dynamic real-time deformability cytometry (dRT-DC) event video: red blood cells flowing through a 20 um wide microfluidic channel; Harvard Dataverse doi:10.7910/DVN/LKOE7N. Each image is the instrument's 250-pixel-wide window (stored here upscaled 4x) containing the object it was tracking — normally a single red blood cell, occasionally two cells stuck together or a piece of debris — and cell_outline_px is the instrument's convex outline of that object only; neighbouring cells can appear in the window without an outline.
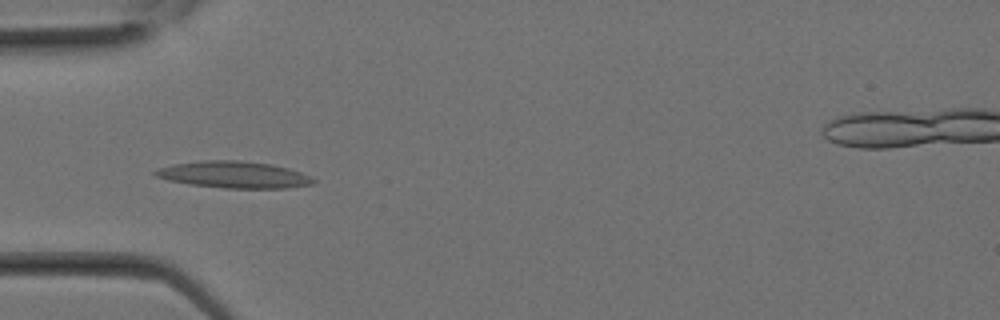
{"species": "Egyptian fruit bat (a non-hibernating species)", "species_latin": "Rousettus aegyptiacus", "temperature_condition": "room temperature", "stored_images_in_passage": 12, "camera_frame_rate_fps": 3000, "um_per_image_px": 0.085, "animal": {"sex": "female"}, "frame": {"image": 1, "passage_image": 9, "time_ms": 2.667, "image_size_px": [1000, 320], "cell_outline_px": [[316, 180], [312, 184], [284, 188], [224, 188], [192, 184], [168, 180], [156, 176], [152, 172], [160, 168], [172, 164], [200, 160], [236, 160], [272, 164], [288, 168], [300, 172]], "centroid_in_image_um": [19.86, 14.84], "position_along_channel_um": 65.1, "area_um2": 24.39}}
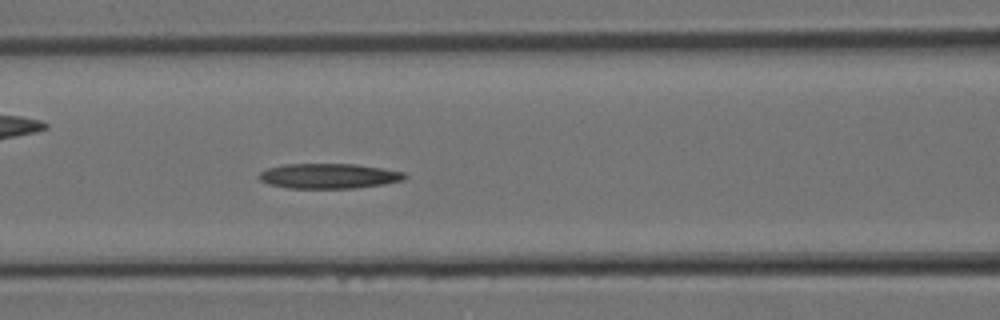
{"frame": {"image": 2, "passage_image": 12, "time_ms": 3.667, "image_size_px": [1000, 320], "cell_outline_px": [[408, 176], [404, 180], [384, 184], [356, 188], [288, 188], [268, 184], [260, 180], [256, 176], [260, 172], [268, 168], [284, 164], [356, 164], [404, 172]], "centroid_in_image_um": [27.93, 14.96], "position_along_channel_um": 138.7, "area_um2": 21.33}}